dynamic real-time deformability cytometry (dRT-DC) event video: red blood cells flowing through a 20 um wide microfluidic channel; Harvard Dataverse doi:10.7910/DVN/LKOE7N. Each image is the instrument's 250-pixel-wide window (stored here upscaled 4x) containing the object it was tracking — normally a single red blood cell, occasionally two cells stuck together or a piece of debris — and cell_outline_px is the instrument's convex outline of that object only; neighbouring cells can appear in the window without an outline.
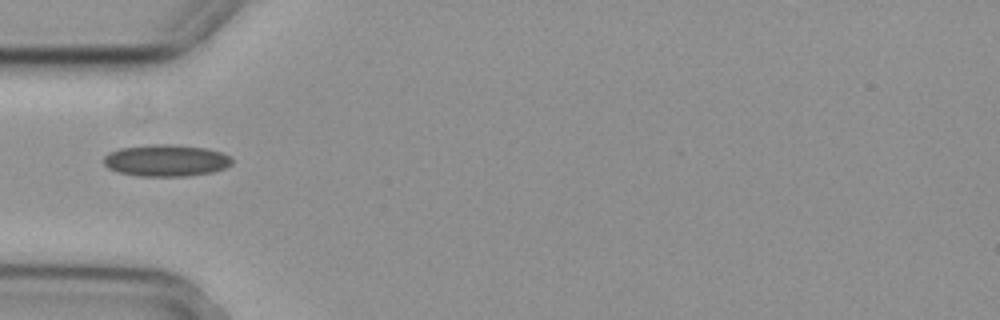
{"species": "common noctule bat (a hibernating species)", "species_latin": "Nyctalus noctula", "temperature_condition": "cold", "stored_images_in_passage": 6, "camera_frame_rate_fps": 3000, "um_per_image_px": 0.085, "animal": {"sex": "female", "body_mass_g": 29.2, "forearm_length_mm": 56.3}, "frame": {"image": 1, "passage_image": 3, "time_ms": 0.667, "image_size_px": [1000, 320], "cell_outline_px": [[232, 164], [224, 168], [212, 172], [188, 176], [140, 176], [120, 172], [108, 168], [104, 164], [104, 156], [108, 152], [120, 148], [148, 144], [168, 144], [208, 148], [220, 152], [228, 156], [232, 160]], "centroid_in_image_um": [14.1, 13.63], "position_along_channel_um": 70.9, "area_um2": 23.76}}
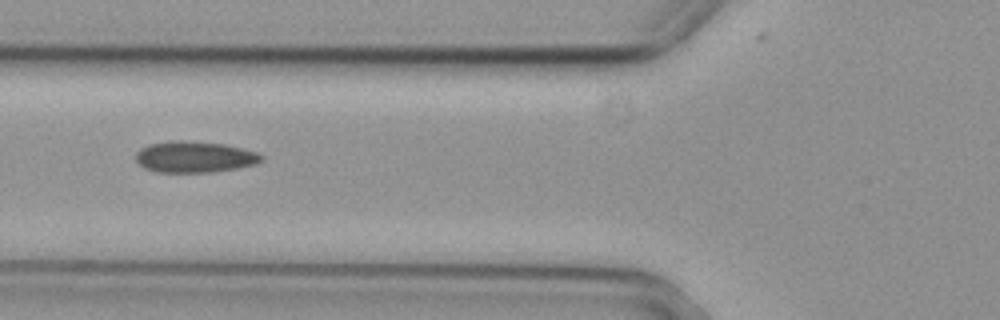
{"frame": {"image": 2, "passage_image": 4, "time_ms": 1.0, "image_size_px": [1000, 320], "cell_outline_px": [[264, 160], [256, 164], [236, 168], [212, 172], [156, 172], [144, 168], [136, 160], [136, 152], [140, 148], [148, 144], [176, 140], [224, 144], [256, 152], [264, 156]], "centroid_in_image_um": [16.53, 13.34], "position_along_channel_um": 109.3, "area_um2": 22.77}}
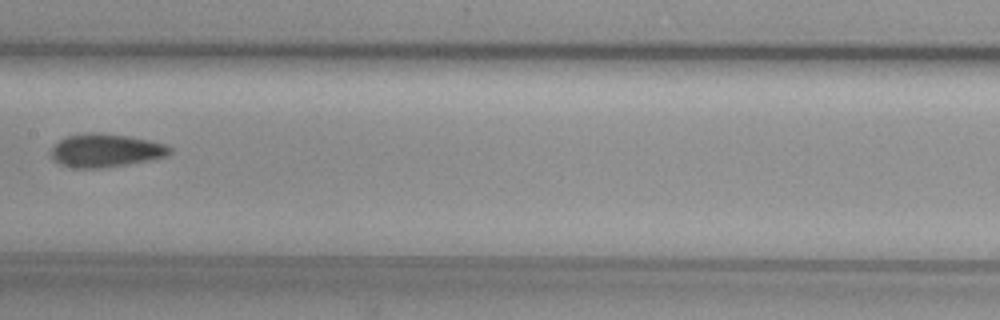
{"frame": {"image": 3, "passage_image": 6, "time_ms": 1.667, "image_size_px": [1000, 320], "cell_outline_px": [[172, 152], [168, 156], [152, 160], [128, 164], [100, 168], [72, 168], [60, 164], [52, 160], [52, 148], [60, 140], [68, 136], [88, 132], [100, 132], [128, 136], [148, 140], [164, 144], [172, 148]], "centroid_in_image_um": [9.0, 12.79], "position_along_channel_um": 198.4, "area_um2": 23.12}}